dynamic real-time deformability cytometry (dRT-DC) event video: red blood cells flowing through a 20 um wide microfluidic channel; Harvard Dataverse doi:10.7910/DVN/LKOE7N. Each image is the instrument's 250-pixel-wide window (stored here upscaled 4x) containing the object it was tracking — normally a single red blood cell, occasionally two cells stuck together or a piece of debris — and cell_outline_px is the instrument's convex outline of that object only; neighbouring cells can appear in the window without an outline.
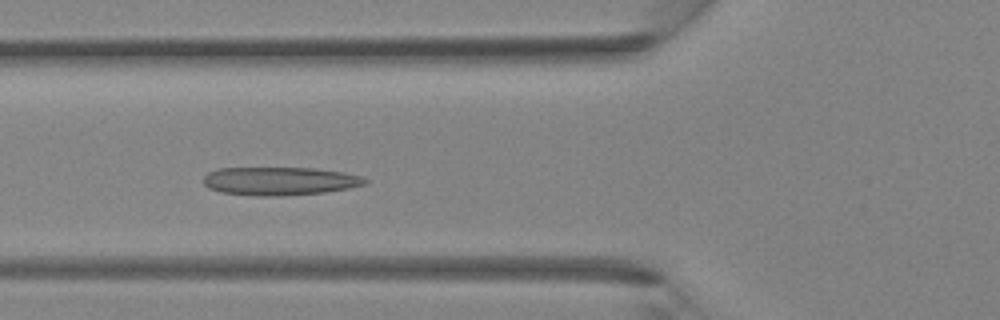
{"species": "Egyptian fruit bat (a non-hibernating species)", "species_latin": "Rousettus aegyptiacus", "temperature_condition": "room temperature", "stored_images_in_passage": 35, "camera_frame_rate_fps": 3000, "um_per_image_px": 0.085, "animal": {"sex": "female"}, "frame": {"image": 1, "passage_image": 10, "time_ms": 3.0, "image_size_px": [1000, 320], "cell_outline_px": [[368, 180], [364, 184], [348, 188], [324, 192], [276, 196], [256, 196], [220, 192], [208, 188], [204, 184], [204, 176], [208, 172], [216, 168], [312, 168], [344, 172], [360, 176]], "centroid_in_image_um": [23.72, 15.39], "position_along_channel_um": 102.1, "area_um2": 26.53}}
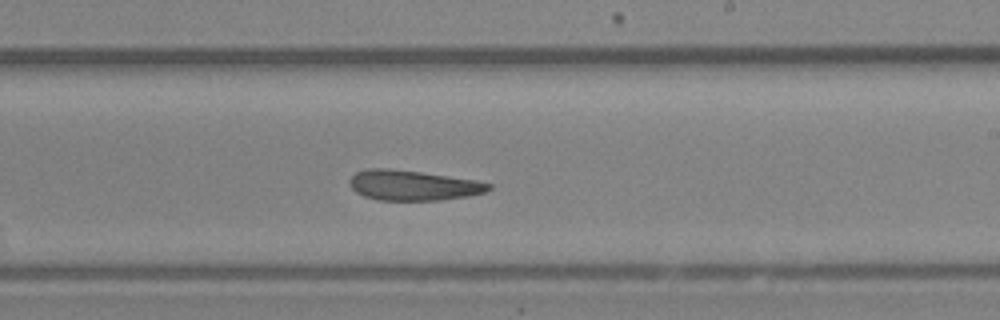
{"frame": {"image": 2, "passage_image": 19, "time_ms": 6.0, "image_size_px": [1000, 320], "cell_outline_px": [[492, 188], [484, 192], [468, 196], [440, 200], [376, 200], [364, 196], [356, 192], [348, 184], [348, 180], [356, 172], [368, 168], [388, 168], [420, 172], [476, 180], [492, 184]], "centroid_in_image_um": [35.07, 15.75], "position_along_channel_um": 253.9, "area_um2": 24.45}}
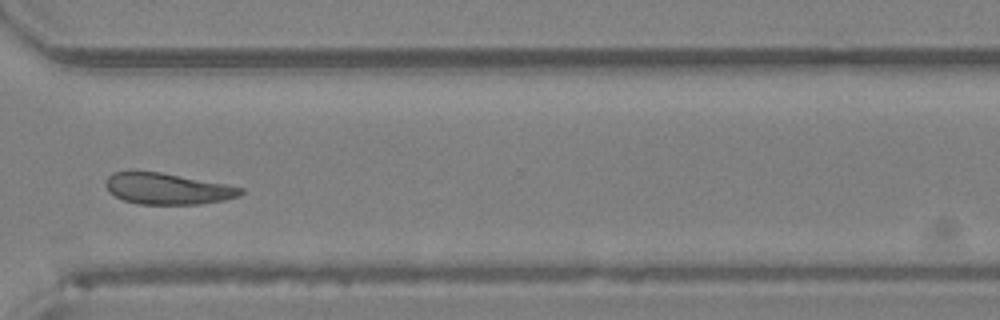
{"frame": {"image": 3, "passage_image": 25, "time_ms": 8.0, "image_size_px": [1000, 320], "cell_outline_px": [[244, 192], [240, 196], [224, 200], [200, 204], [140, 204], [124, 200], [108, 192], [104, 184], [108, 176], [112, 172], [160, 172], [224, 184], [244, 188]], "centroid_in_image_um": [14.23, 16.05], "position_along_channel_um": 356.4, "area_um2": 24.33}}